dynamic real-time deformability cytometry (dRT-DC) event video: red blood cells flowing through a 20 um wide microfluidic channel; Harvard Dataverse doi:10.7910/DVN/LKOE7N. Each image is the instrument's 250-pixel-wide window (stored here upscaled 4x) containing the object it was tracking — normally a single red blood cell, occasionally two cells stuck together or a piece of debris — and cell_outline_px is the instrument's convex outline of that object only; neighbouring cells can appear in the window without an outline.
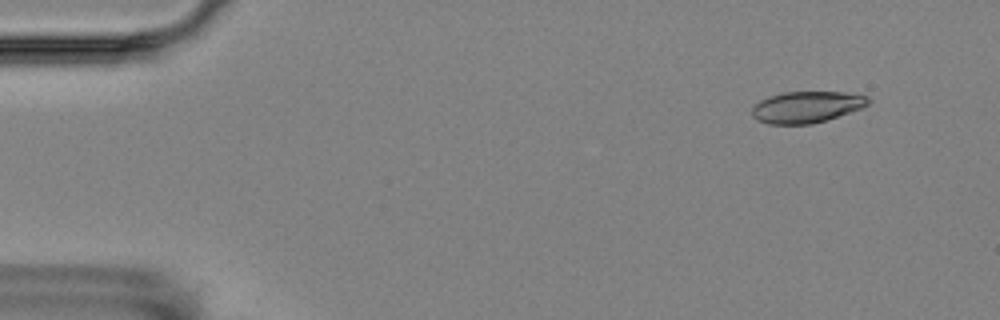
{"species": "Egyptian fruit bat (a non-hibernating species)", "species_latin": "Rousettus aegyptiacus", "temperature_condition": "room temperature", "stored_images_in_passage": 5, "camera_frame_rate_fps": 3000, "um_per_image_px": 0.085, "animal": {"sex": "female"}, "frame": {"image": 1, "passage_image": 2, "time_ms": 1.0, "image_size_px": [1000, 320], "cell_outline_px": [[872, 100], [868, 104], [860, 108], [812, 124], [768, 124], [752, 116], [752, 108], [760, 100], [784, 92], [844, 92], [868, 96]], "centroid_in_image_um": [68.57, 9.09], "position_along_channel_um": 16.4, "area_um2": 20.92}}
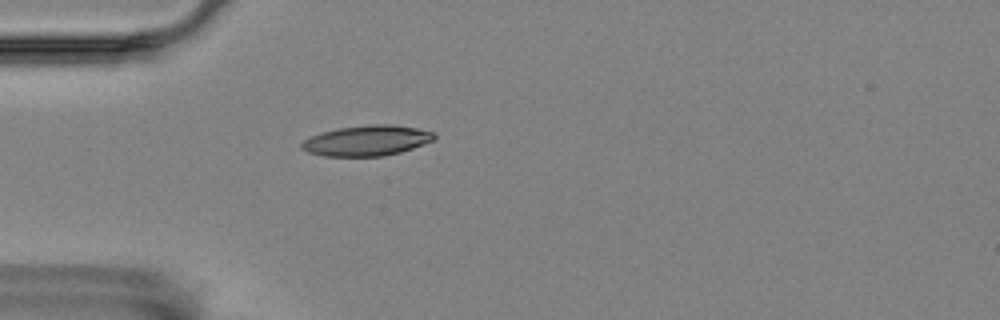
{"frame": {"image": 2, "passage_image": 5, "time_ms": 4.667, "image_size_px": [1000, 320], "cell_outline_px": [[436, 140], [400, 152], [384, 156], [324, 156], [308, 152], [300, 148], [300, 144], [304, 140], [312, 136], [336, 128], [368, 124], [392, 124], [416, 128], [436, 132]], "centroid_in_image_um": [31.21, 11.94], "position_along_channel_um": 53.8, "area_um2": 23.64}}